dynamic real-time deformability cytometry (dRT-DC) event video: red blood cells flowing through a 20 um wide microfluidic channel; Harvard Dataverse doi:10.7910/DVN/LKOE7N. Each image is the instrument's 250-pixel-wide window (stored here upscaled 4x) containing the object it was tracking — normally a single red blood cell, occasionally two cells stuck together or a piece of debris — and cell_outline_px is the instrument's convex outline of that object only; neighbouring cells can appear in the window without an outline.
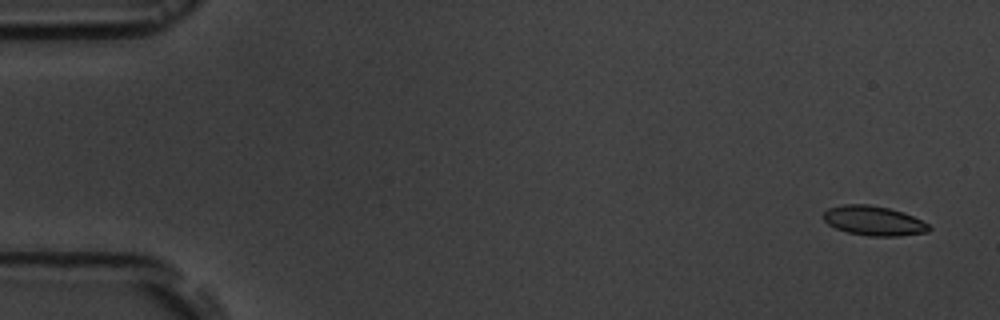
{"species": "common noctule bat (a hibernating species)", "species_latin": "Nyctalus noctula", "temperature_condition": "room temperature", "stored_images_in_passage": 5, "camera_frame_rate_fps": 3000, "um_per_image_px": 0.085, "animal": {"sex": "male", "body_mass_g": 19.5, "forearm_length_mm": 54.6}, "frame": {"image": 1, "passage_image": 1, "time_ms": 0.0, "image_size_px": [1000, 320], "cell_outline_px": [[932, 228], [928, 232], [900, 236], [868, 236], [848, 232], [836, 228], [828, 224], [824, 220], [824, 212], [828, 208], [844, 204], [868, 204], [888, 208], [904, 212], [928, 224]], "centroid_in_image_um": [74.27, 18.76], "position_along_channel_um": 10.7, "area_um2": 18.15}}
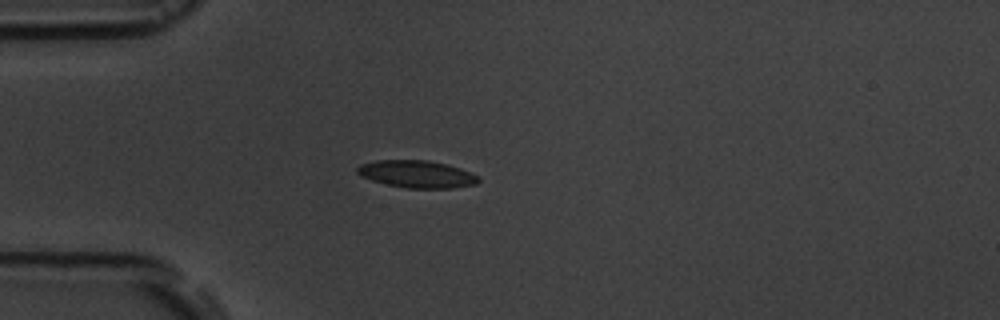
{"frame": {"image": 2, "passage_image": 5, "time_ms": 4.333, "image_size_px": [1000, 320], "cell_outline_px": [[480, 180], [476, 184], [452, 188], [408, 188], [388, 184], [372, 180], [360, 176], [356, 172], [356, 168], [360, 164], [376, 160], [428, 160], [460, 168], [480, 176]], "centroid_in_image_um": [35.43, 14.79], "position_along_channel_um": 49.6, "area_um2": 19.25}}